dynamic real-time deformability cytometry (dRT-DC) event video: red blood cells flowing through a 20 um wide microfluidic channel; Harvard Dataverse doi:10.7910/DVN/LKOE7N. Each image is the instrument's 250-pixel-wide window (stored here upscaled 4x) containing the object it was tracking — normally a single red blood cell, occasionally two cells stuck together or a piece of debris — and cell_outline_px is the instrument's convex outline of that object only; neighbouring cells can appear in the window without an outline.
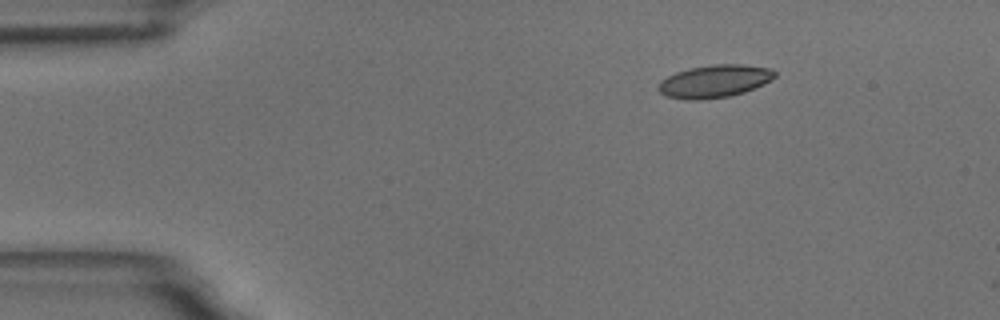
{"species": "common noctule bat (a hibernating species)", "species_latin": "Nyctalus noctula", "temperature_condition": "room temperature", "stored_images_in_passage": 3, "camera_frame_rate_fps": 3000, "um_per_image_px": 0.085, "animal": {"sex": "male", "body_mass_g": 18.8}, "frame": {"image": 1, "passage_image": 1, "time_ms": 0.0, "image_size_px": [1000, 320], "cell_outline_px": [[776, 76], [772, 80], [764, 84], [744, 92], [728, 96], [696, 100], [688, 100], [668, 96], [660, 92], [656, 88], [656, 84], [660, 80], [676, 72], [688, 68], [712, 64], [744, 64], [772, 68], [776, 72]], "centroid_in_image_um": [60.73, 6.89], "position_along_channel_um": 24.3, "area_um2": 22.37}}